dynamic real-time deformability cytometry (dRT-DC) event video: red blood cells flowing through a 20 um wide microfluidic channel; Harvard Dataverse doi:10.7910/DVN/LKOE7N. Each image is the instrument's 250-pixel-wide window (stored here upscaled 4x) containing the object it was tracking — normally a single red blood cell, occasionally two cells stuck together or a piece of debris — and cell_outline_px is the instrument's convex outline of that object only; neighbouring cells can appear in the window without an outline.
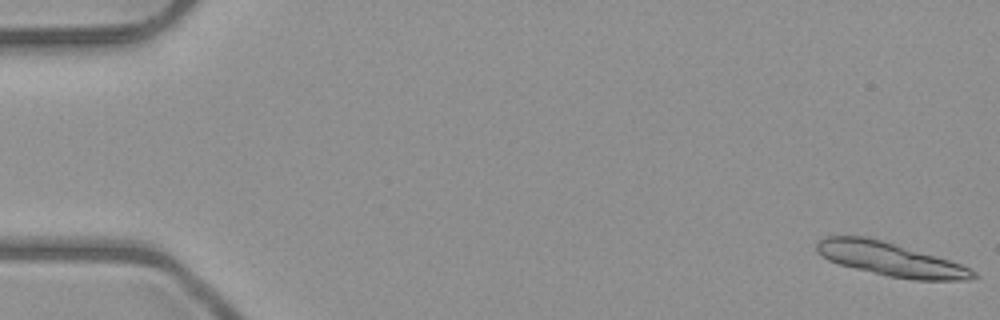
{"species": "common noctule bat (a hibernating species)", "species_latin": "Nyctalus noctula", "temperature_condition": "room temperature", "stored_images_in_passage": 6, "segment_of_instrument_passage": [1, 2], "camera_frame_rate_fps": 3000, "um_per_image_px": 0.085, "animal": {"sex": "male", "body_mass_g": 23.1, "forearm_length_mm": 52.7}, "frame": {"image": 1, "passage_image": 1, "time_ms": 0.0, "image_size_px": [1000, 320], "cell_outline_px": [[980, 276], [972, 280], [912, 280], [888, 276], [840, 264], [828, 260], [816, 252], [816, 244], [824, 236], [868, 236], [936, 256], [972, 268]], "centroid_in_image_um": [75.71, 22.04], "position_along_channel_um": 9.3, "area_um2": 30.58}}